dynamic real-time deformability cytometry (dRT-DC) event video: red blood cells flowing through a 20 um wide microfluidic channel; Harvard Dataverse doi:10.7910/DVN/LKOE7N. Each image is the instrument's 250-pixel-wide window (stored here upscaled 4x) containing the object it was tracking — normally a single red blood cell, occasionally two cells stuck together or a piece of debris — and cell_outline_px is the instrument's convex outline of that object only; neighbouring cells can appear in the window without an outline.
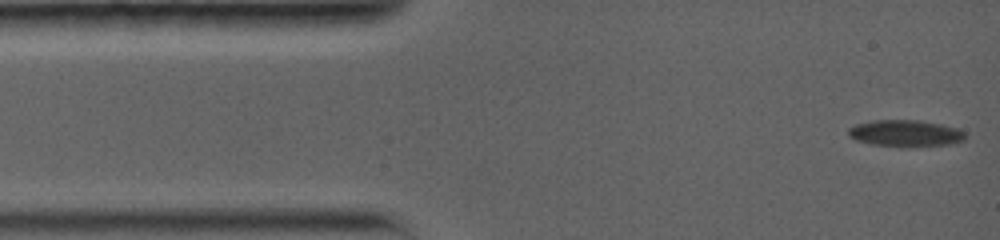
{"species": "common noctule bat (a hibernating species)", "species_latin": "Nyctalus noctula", "temperature_condition": "warm", "stored_images_in_passage": 39, "camera_frame_rate_fps": 5000, "um_per_image_px": 0.085, "animal": {"sex": "female", "body_mass_g": 19.0, "forearm_length_mm": 56.7}, "frame": {"image": 1, "passage_image": 1, "time_ms": 0.0, "image_size_px": [1000, 240], "cell_outline_px": [[964, 140], [948, 144], [908, 148], [872, 144], [856, 140], [848, 136], [848, 128], [856, 124], [872, 120], [920, 120], [940, 124], [956, 128], [964, 132]], "centroid_in_image_um": [76.92, 11.34], "position_along_channel_um": 8.1, "area_um2": 18.26}}
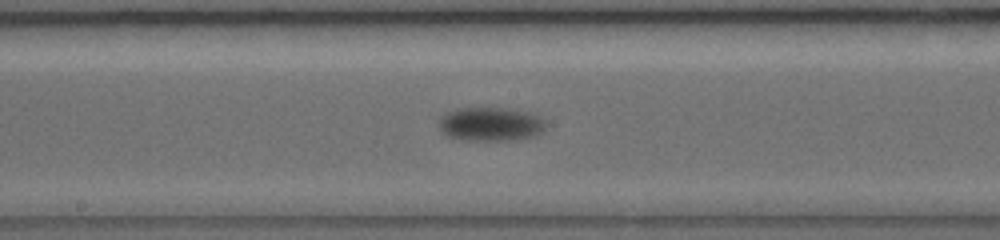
{"frame": {"image": 2, "passage_image": 17, "time_ms": 7.6, "image_size_px": [1000, 240], "cell_outline_px": [[548, 120], [544, 128], [540, 132], [532, 136], [516, 140], [464, 140], [448, 136], [440, 132], [440, 116], [456, 108], [508, 108], [532, 112]], "centroid_in_image_um": [41.73, 10.54], "position_along_channel_um": 206.5, "area_um2": 21.33}}
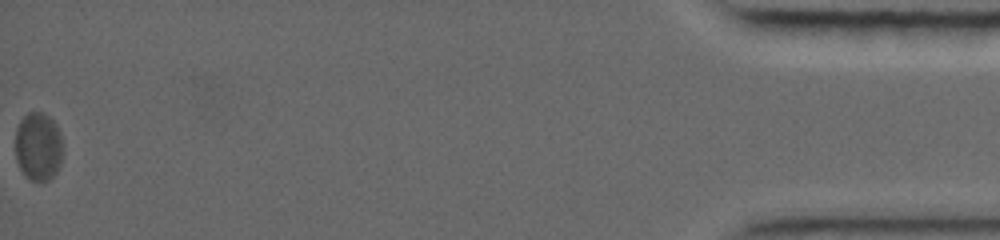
{"frame": {"image": 3, "passage_image": 39, "time_ms": 18.0, "image_size_px": [1000, 240], "cell_outline_px": [[64, 152], [60, 164], [56, 172], [48, 180], [40, 184], [24, 176], [16, 160], [16, 128], [20, 120], [28, 112], [44, 112], [56, 124], [60, 132]], "centroid_in_image_um": [3.27, 12.47], "position_along_channel_um": 431.9, "area_um2": 19.36}, "authors_computed_cell_mechanics": {"area_um2": 19.3052, "velocity_mm_per_s": 3.5867, "shape_relaxation_time_tau1_ms": 5.8664, "shape_relaxation_time_tau2_ms": null, "deformation_change_tau1": 0.1958, "deformation_change_tau2": null}}